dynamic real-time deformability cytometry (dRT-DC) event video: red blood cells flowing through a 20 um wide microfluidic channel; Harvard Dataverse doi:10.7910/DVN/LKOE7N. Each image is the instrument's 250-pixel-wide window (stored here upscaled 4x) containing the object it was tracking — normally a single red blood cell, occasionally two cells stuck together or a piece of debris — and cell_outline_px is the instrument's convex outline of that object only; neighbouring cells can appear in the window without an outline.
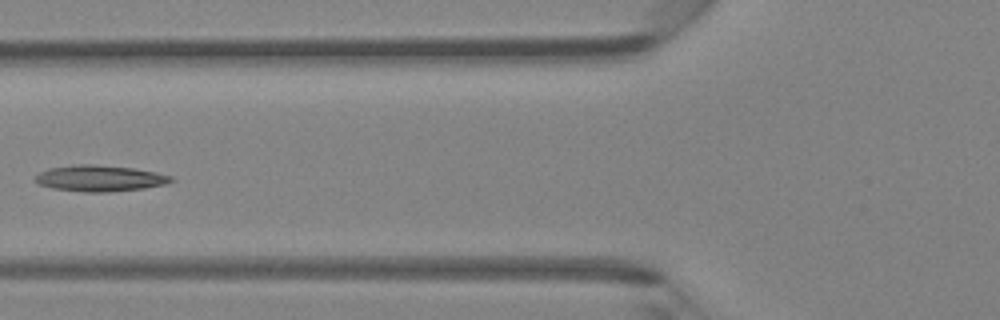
{"species": "Egyptian fruit bat (a non-hibernating species)", "species_latin": "Rousettus aegyptiacus", "temperature_condition": "room temperature", "stored_images_in_passage": 7, "camera_frame_rate_fps": 3000, "um_per_image_px": 0.085, "animal": {"sex": "female"}, "frame": {"image": 1, "passage_image": 6, "time_ms": 6.0, "image_size_px": [1000, 320], "cell_outline_px": [[176, 180], [164, 184], [144, 188], [108, 192], [84, 192], [52, 188], [40, 184], [32, 180], [40, 172], [48, 168], [76, 164], [92, 164], [132, 168], [156, 172], [172, 176]], "centroid_in_image_um": [8.47, 15.15], "position_along_channel_um": 117.3, "area_um2": 20.69}}
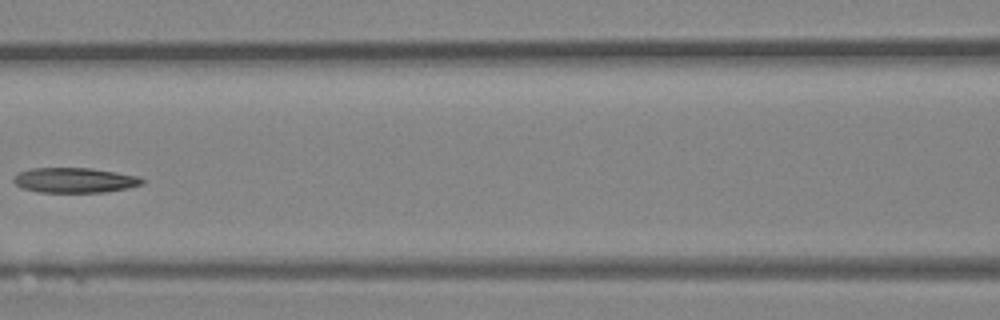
{"frame": {"image": 2, "passage_image": 7, "time_ms": 7.0, "image_size_px": [1000, 320], "cell_outline_px": [[144, 184], [128, 188], [104, 192], [40, 192], [24, 188], [16, 184], [12, 180], [20, 172], [32, 168], [92, 168], [140, 176], [144, 180]], "centroid_in_image_um": [6.41, 15.31], "position_along_channel_um": 160.2, "area_um2": 18.67}}